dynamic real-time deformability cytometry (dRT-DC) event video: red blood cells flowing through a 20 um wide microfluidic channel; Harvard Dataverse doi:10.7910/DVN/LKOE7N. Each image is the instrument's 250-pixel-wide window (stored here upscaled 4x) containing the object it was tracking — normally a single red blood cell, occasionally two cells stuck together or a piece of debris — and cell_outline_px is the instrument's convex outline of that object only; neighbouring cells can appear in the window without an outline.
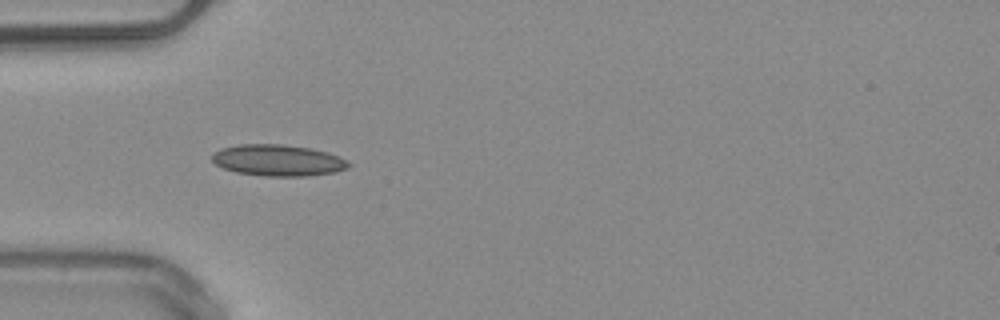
{"species": "common noctule bat (a hibernating species)", "species_latin": "Nyctalus noctula", "temperature_condition": "warm", "stored_images_in_passage": 51, "camera_frame_rate_fps": 3000, "um_per_image_px": 0.085, "animal": {"sex": "male", "body_mass_g": 20.4}, "frame": {"image": 1, "passage_image": 15, "time_ms": 4.667, "image_size_px": [1000, 320], "cell_outline_px": [[352, 164], [348, 168], [336, 172], [308, 176], [264, 176], [236, 172], [224, 168], [216, 164], [212, 160], [212, 152], [220, 148], [240, 144], [284, 144], [312, 148], [340, 156]], "centroid_in_image_um": [23.64, 13.62], "position_along_channel_um": 61.4, "area_um2": 25.2}, "authors_computed_cell_mechanics": {"area_um2": 22.253, "velocity_mm_per_s": 4.0295, "shape_relaxation_time_tau1_ms": null, "shape_relaxation_time_tau2_ms": 4.8247, "deformation_change_tau1": null, "deformation_change_tau2": 0.1176}}